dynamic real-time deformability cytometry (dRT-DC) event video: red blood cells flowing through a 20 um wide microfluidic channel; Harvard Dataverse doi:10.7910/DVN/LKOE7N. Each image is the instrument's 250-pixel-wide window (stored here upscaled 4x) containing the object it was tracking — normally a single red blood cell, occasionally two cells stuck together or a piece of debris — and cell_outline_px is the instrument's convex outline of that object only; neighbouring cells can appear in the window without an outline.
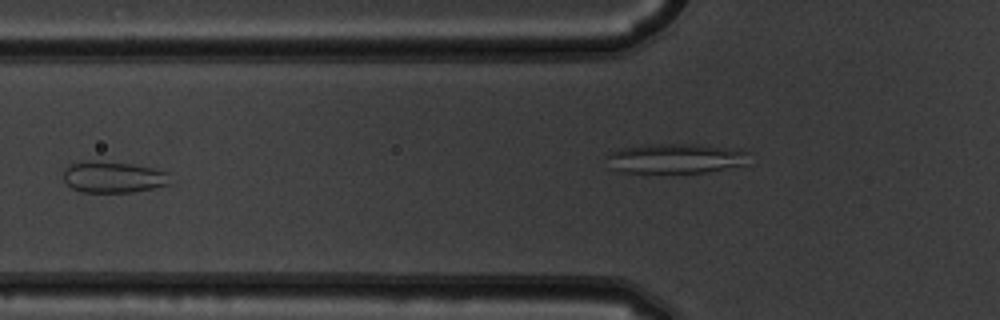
{"species": "common noctule bat (a hibernating species)", "species_latin": "Nyctalus noctula", "temperature_condition": "warm", "stored_images_in_passage": 3, "camera_frame_rate_fps": 3000, "um_per_image_px": 0.085, "animal": {"sex": "male", "body_mass_g": 19.5, "forearm_length_mm": 54.6}, "frame": {"image": 1, "passage_image": 2, "time_ms": 0.333, "image_size_px": [1000, 320], "cell_outline_px": [[172, 184], [132, 192], [80, 192], [72, 188], [64, 180], [64, 168], [72, 164], [92, 160], [132, 164], [152, 168], [168, 172]], "centroid_in_image_um": [9.65, 15.06], "position_along_channel_um": 116.2, "area_um2": 19.48}}